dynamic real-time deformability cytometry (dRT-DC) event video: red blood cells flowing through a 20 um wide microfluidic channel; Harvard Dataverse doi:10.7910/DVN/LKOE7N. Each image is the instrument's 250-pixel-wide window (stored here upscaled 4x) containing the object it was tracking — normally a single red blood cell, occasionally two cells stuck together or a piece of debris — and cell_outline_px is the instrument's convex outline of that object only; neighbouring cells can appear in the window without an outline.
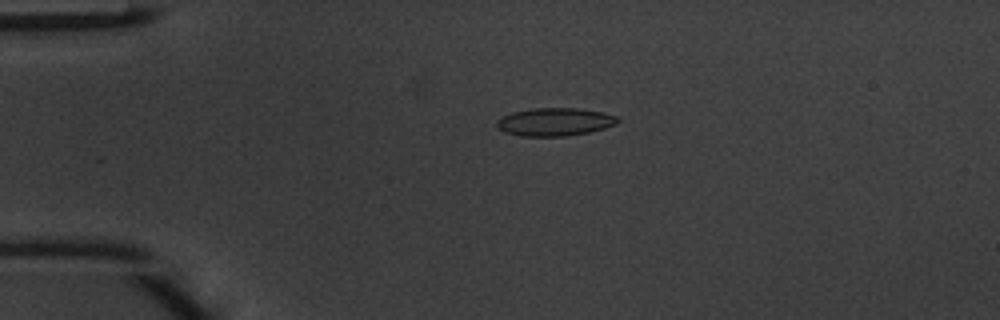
{"species": "common noctule bat (a hibernating species)", "species_latin": "Nyctalus noctula", "temperature_condition": "warm", "stored_images_in_passage": 48, "camera_frame_rate_fps": 3000, "um_per_image_px": 0.085, "animal": {"sex": "male", "body_mass_g": 20.1, "forearm_length_mm": 53.5}, "frame": {"image": 1, "passage_image": 11, "time_ms": 3.333, "image_size_px": [1000, 320], "cell_outline_px": [[620, 120], [616, 124], [604, 128], [588, 132], [564, 136], [520, 136], [504, 132], [496, 124], [496, 120], [512, 112], [536, 108], [580, 108], [604, 112], [616, 116]], "centroid_in_image_um": [47.17, 10.35], "position_along_channel_um": 37.8, "area_um2": 19.65}}
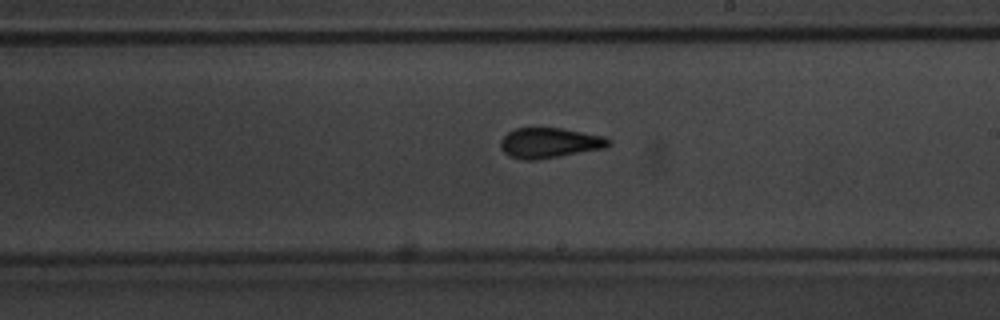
{"frame": {"image": 2, "passage_image": 28, "time_ms": 9.0, "image_size_px": [1000, 320], "cell_outline_px": [[612, 144], [608, 148], [536, 160], [524, 160], [508, 156], [500, 148], [500, 140], [508, 132], [516, 128], [560, 128], [604, 136], [612, 140]], "centroid_in_image_um": [46.74, 12.15], "position_along_channel_um": 242.3, "area_um2": 19.25}}
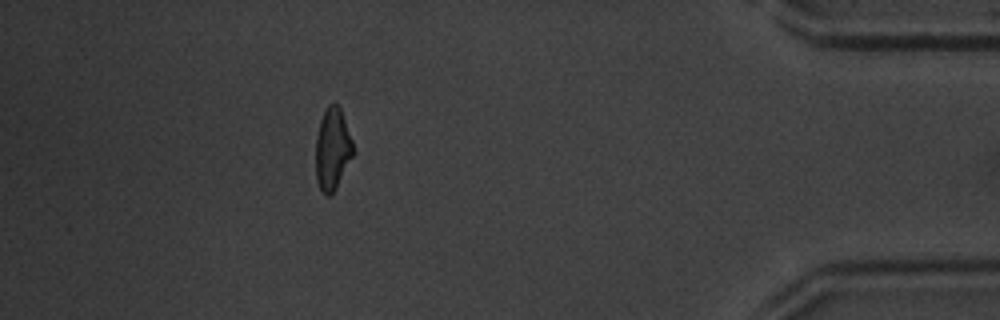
{"frame": {"image": 3, "passage_image": 43, "time_ms": 14.0, "image_size_px": [1000, 320], "cell_outline_px": [[352, 156], [336, 188], [328, 196], [320, 188], [316, 180], [316, 136], [320, 120], [328, 104], [336, 104], [340, 108], [352, 140]], "centroid_in_image_um": [28.24, 12.65], "position_along_channel_um": 407.0, "area_um2": 17.4}, "authors_computed_cell_mechanics": {"area_um2": 18.6405, "velocity_mm_per_s": 4.2298, "shape_relaxation_time_tau1_ms": 4.5513, "shape_relaxation_time_tau2_ms": 1.0775, "deformation_change_tau1": 0.1633, "deformation_change_tau2": 0.0804}}